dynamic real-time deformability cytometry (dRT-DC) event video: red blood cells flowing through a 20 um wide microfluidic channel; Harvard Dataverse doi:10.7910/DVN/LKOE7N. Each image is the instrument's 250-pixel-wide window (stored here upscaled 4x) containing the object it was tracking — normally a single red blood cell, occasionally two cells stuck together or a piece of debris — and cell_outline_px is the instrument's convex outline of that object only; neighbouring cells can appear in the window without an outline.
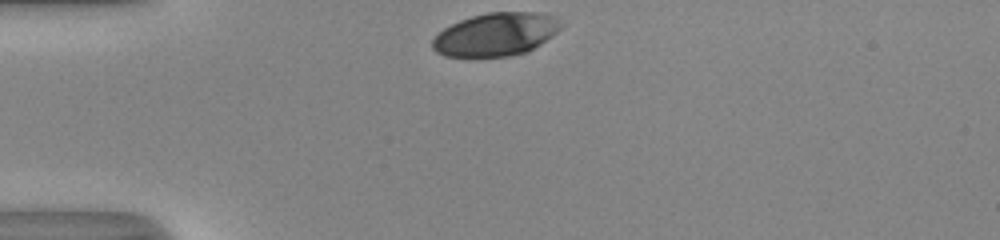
{"species": "human", "species_latin": "Homo sapiens", "temperature_condition": "room temperature", "stored_images_in_passage": 29, "camera_frame_rate_fps": 3000, "um_per_image_px": 0.085, "donor": {"sex": "male"}, "frame": {"image": 1, "passage_image": 1, "time_ms": 0.0, "image_size_px": [1000, 240], "cell_outline_px": [[564, 24], [556, 32], [540, 44], [528, 52], [508, 56], [444, 56], [436, 52], [432, 48], [432, 40], [444, 28], [460, 20], [472, 16], [488, 12], [536, 12], [556, 16]], "centroid_in_image_um": [42.17, 2.91], "position_along_channel_um": 42.8, "area_um2": 32.19}}
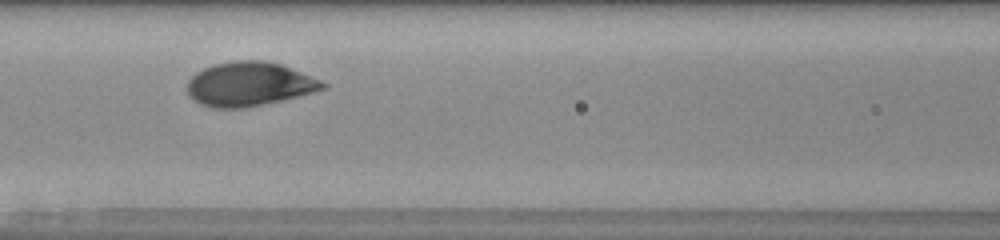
{"frame": {"image": 2, "passage_image": 11, "time_ms": 3.333, "image_size_px": [1000, 240], "cell_outline_px": [[328, 88], [280, 100], [244, 108], [212, 108], [200, 104], [188, 92], [188, 80], [196, 72], [204, 68], [216, 64], [232, 60], [264, 60], [280, 64], [320, 80], [328, 84]], "centroid_in_image_um": [21.18, 7.14], "position_along_channel_um": 145.4, "area_um2": 34.39}}
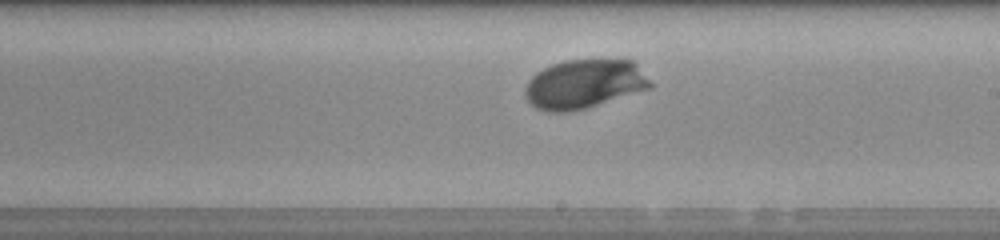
{"frame": {"image": 3, "passage_image": 18, "time_ms": 5.667, "image_size_px": [1000, 240], "cell_outline_px": [[652, 88], [584, 108], [568, 112], [548, 112], [536, 108], [524, 96], [524, 88], [528, 80], [536, 72], [552, 64], [564, 60], [632, 60], [636, 64], [652, 84]], "centroid_in_image_um": [49.61, 7.14], "position_along_channel_um": 239.4, "area_um2": 35.55}, "authors_computed_cell_mechanics": {"area_um2": 34.5066, "velocity_mm_per_s": 4.0509, "shape_relaxation_time_tau1_ms": 1.9244, "shape_relaxation_time_tau2_ms": null, "deformation_change_tau1": 0.1223, "deformation_change_tau2": null}}